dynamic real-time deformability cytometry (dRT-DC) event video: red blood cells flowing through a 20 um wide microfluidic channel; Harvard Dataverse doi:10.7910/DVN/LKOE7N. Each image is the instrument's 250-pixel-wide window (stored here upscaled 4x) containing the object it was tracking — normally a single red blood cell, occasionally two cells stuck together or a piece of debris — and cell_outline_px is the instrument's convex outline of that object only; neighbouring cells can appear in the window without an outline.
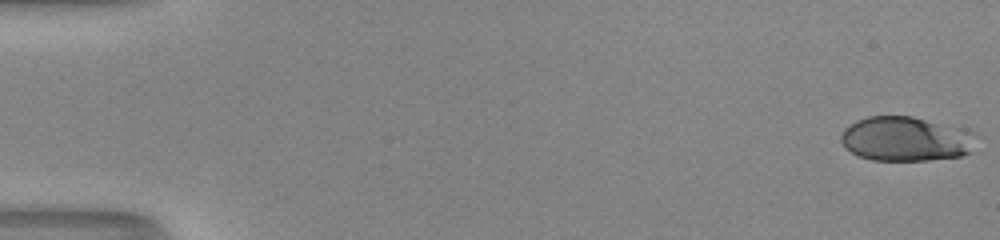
{"species": "human", "species_latin": "Homo sapiens", "temperature_condition": "room temperature", "stored_images_in_passage": 44, "camera_frame_rate_fps": 3000, "um_per_image_px": 0.085, "donor": {"sex": "male"}, "frame": {"image": 1, "passage_image": 1, "time_ms": 0.0, "image_size_px": [1000, 240], "cell_outline_px": [[972, 152], [960, 156], [928, 160], [872, 160], [860, 156], [844, 148], [840, 140], [840, 136], [844, 128], [856, 120], [868, 116], [912, 116], [964, 128], [972, 132]], "centroid_in_image_um": [76.94, 11.8], "position_along_channel_um": 8.1, "area_um2": 35.03}}